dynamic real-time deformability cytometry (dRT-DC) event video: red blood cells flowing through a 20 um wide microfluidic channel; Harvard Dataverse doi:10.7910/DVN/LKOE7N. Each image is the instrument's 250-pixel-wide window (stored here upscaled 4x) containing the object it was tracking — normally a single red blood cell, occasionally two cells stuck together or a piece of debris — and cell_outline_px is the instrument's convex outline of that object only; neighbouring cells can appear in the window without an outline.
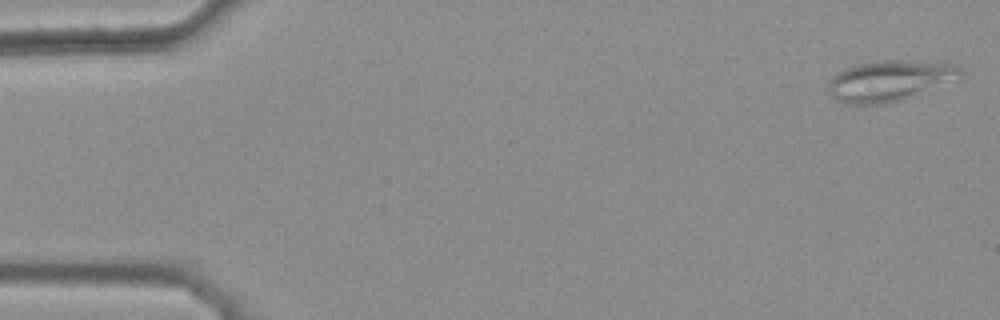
{"species": "common noctule bat (a hibernating species)", "species_latin": "Nyctalus noctula", "temperature_condition": "warm", "stored_images_in_passage": 46, "camera_frame_rate_fps": 3000, "um_per_image_px": 0.085, "animal": {"sex": "female", "body_mass_g": 25.1}, "frame": {"image": 1, "passage_image": 1, "time_ms": 0.0, "image_size_px": [1000, 320], "cell_outline_px": [[964, 72], [960, 80], [904, 100], [888, 104], [848, 104], [836, 100], [828, 92], [828, 80], [836, 72], [852, 64], [880, 60], [904, 60], [952, 64], [960, 68]], "centroid_in_image_um": [75.63, 6.87], "position_along_channel_um": 9.4, "area_um2": 32.31}}
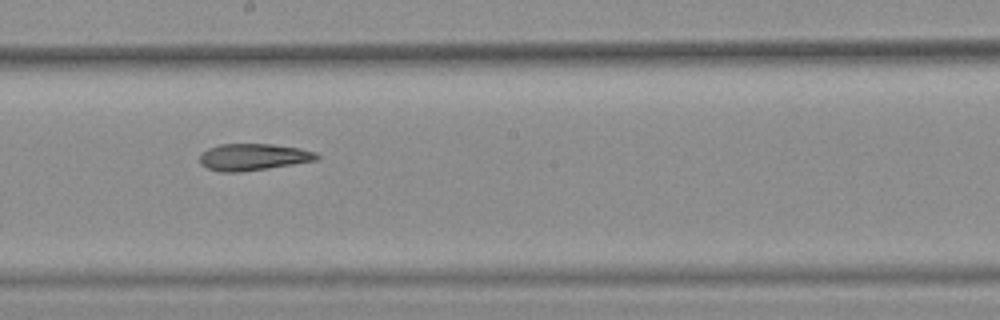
{"frame": {"image": 2, "passage_image": 28, "time_ms": 9.0, "image_size_px": [1000, 320], "cell_outline_px": [[320, 160], [268, 168], [240, 172], [220, 172], [208, 168], [200, 164], [200, 152], [208, 148], [220, 144], [272, 144], [300, 148], [316, 152], [320, 156]], "centroid_in_image_um": [21.54, 13.34], "position_along_channel_um": 226.7, "area_um2": 18.44}}
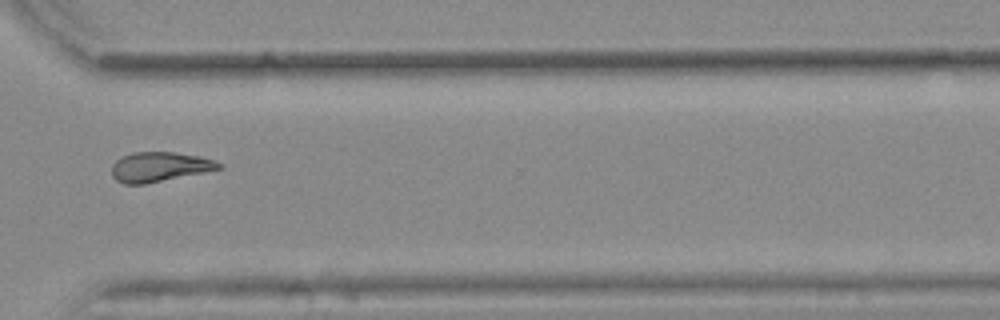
{"frame": {"image": 3, "passage_image": 38, "time_ms": 12.333, "image_size_px": [1000, 320], "cell_outline_px": [[224, 168], [144, 184], [124, 184], [116, 180], [112, 176], [112, 164], [116, 160], [132, 152], [176, 152], [200, 156], [224, 164]], "centroid_in_image_um": [13.57, 14.18], "position_along_channel_um": 357.0, "area_um2": 18.5}, "authors_computed_cell_mechanics": {"area_um2": 18.9295, "velocity_mm_per_s": 3.8948, "shape_relaxation_time_tau1_ms": null, "shape_relaxation_time_tau2_ms": 11.1816, "deformation_change_tau1": null, "deformation_change_tau2": 0.2393}}